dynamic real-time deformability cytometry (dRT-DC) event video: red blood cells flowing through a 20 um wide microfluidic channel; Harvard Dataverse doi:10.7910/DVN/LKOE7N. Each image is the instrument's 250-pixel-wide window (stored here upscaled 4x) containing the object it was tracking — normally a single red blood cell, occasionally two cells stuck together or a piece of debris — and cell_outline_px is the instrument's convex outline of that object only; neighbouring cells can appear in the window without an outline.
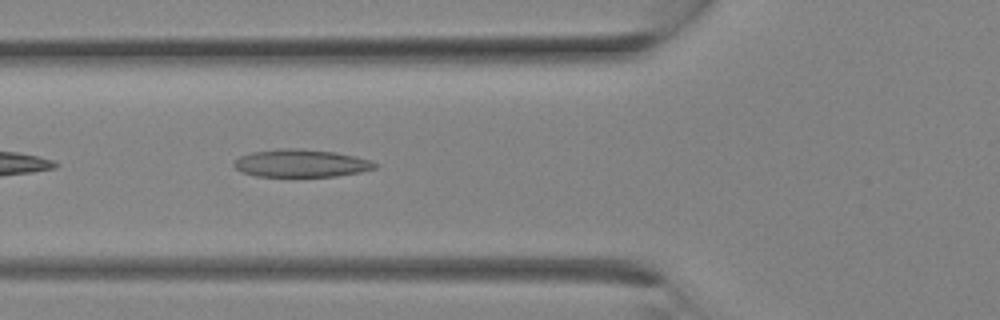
{"species": "Egyptian fruit bat (a non-hibernating species)", "species_latin": "Rousettus aegyptiacus", "temperature_condition": "room temperature", "stored_images_in_passage": 10, "camera_frame_rate_fps": 3000, "um_per_image_px": 0.085, "animal": {"sex": "female"}, "frame": {"image": 1, "passage_image": 10, "time_ms": 3.0, "image_size_px": [1000, 320], "cell_outline_px": [[380, 164], [376, 168], [360, 172], [336, 176], [256, 176], [240, 172], [232, 164], [240, 156], [252, 152], [280, 148], [300, 148], [336, 152], [356, 156]], "centroid_in_image_um": [25.59, 13.87], "position_along_channel_um": 100.2, "area_um2": 22.83}}